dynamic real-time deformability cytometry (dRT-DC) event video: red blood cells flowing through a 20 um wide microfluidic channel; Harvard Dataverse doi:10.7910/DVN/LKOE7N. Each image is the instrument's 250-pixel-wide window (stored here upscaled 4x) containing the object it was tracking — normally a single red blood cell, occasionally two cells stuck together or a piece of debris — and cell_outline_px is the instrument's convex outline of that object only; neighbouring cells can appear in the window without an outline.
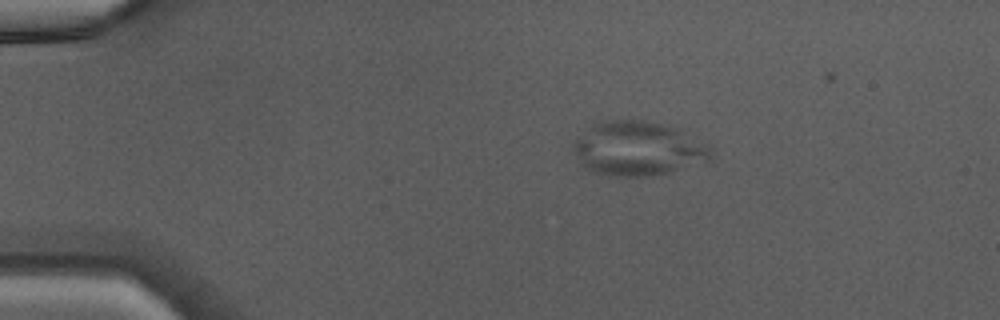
{"species": "Egyptian fruit bat (a non-hibernating species)", "species_latin": "Rousettus aegyptiacus", "temperature_condition": "warm", "stored_images_in_passage": 38, "camera_frame_rate_fps": 3000, "um_per_image_px": 0.085, "animal": {"sex": "male"}, "frame": {"image": 1, "passage_image": 1, "time_ms": 0.0, "image_size_px": [1000, 320], "cell_outline_px": [[712, 160], [704, 164], [652, 176], [616, 176], [596, 172], [588, 168], [584, 164], [572, 148], [572, 144], [576, 140], [600, 120], [644, 120], [660, 124], [708, 140], [712, 148]], "centroid_in_image_um": [54.37, 12.64], "position_along_channel_um": 30.6, "area_um2": 43.47}}
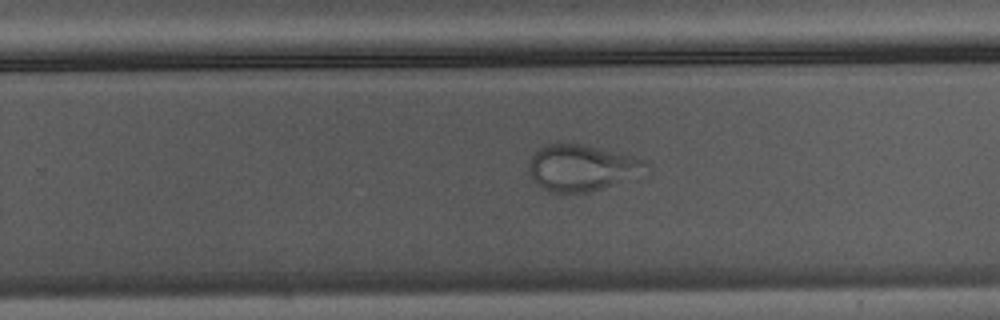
{"frame": {"image": 2, "passage_image": 22, "time_ms": 7.0, "image_size_px": [1000, 320], "cell_outline_px": [[652, 164], [648, 176], [584, 192], [552, 192], [536, 184], [528, 172], [528, 164], [536, 148], [548, 144], [580, 144], [648, 160]], "centroid_in_image_um": [49.55, 14.27], "position_along_channel_um": 280.2, "area_um2": 32.08}}